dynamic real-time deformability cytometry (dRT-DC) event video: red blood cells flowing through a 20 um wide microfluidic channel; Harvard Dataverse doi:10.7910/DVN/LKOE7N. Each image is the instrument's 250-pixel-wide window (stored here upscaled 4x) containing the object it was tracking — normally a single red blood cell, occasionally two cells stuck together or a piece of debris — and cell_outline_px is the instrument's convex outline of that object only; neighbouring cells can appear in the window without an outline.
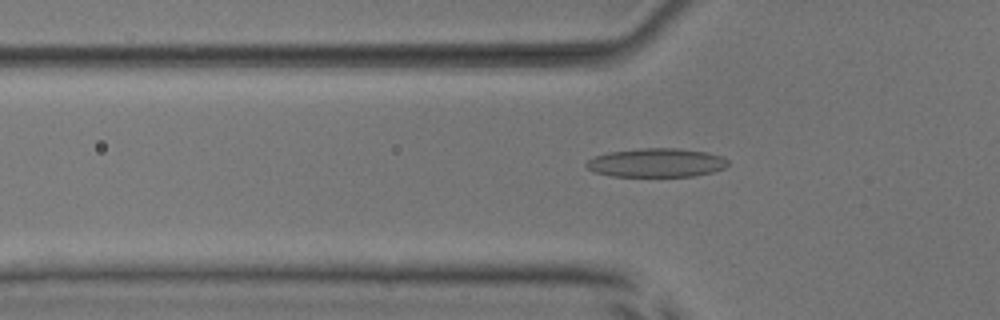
{"species": "common noctule bat (a hibernating species)", "species_latin": "Nyctalus noctula", "temperature_condition": "room temperature", "stored_images_in_passage": 33, "camera_frame_rate_fps": 3000, "um_per_image_px": 0.085, "animal": {"sex": "male", "body_mass_g": 17.9, "forearm_length_mm": 54.2}, "frame": {"image": 1, "passage_image": 5, "time_ms": 1.333, "image_size_px": [1000, 320], "cell_outline_px": [[728, 164], [724, 168], [712, 172], [696, 176], [612, 176], [596, 172], [588, 168], [584, 164], [588, 160], [596, 156], [608, 152], [640, 148], [676, 148], [708, 152], [720, 156], [728, 160]], "centroid_in_image_um": [55.81, 13.83], "position_along_channel_um": 70.0, "area_um2": 23.7}}
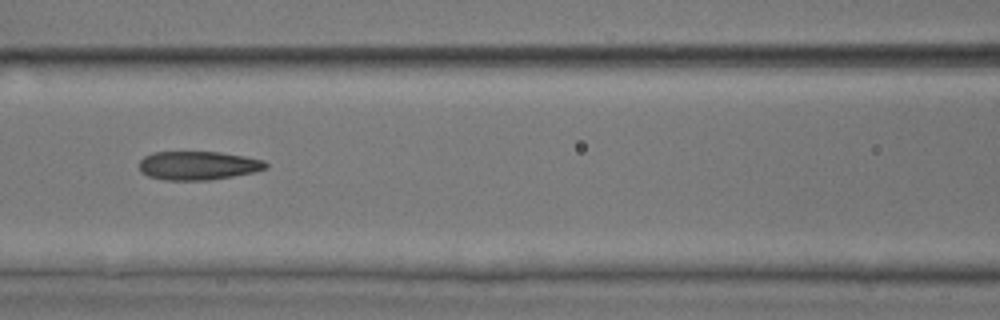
{"frame": {"image": 2, "passage_image": 11, "time_ms": 3.333, "image_size_px": [1000, 320], "cell_outline_px": [[268, 168], [256, 172], [208, 180], [164, 180], [148, 176], [140, 172], [140, 160], [144, 156], [152, 152], [220, 152], [244, 156], [264, 160], [268, 164]], "centroid_in_image_um": [16.85, 14.07], "position_along_channel_um": 149.8, "area_um2": 21.27}}
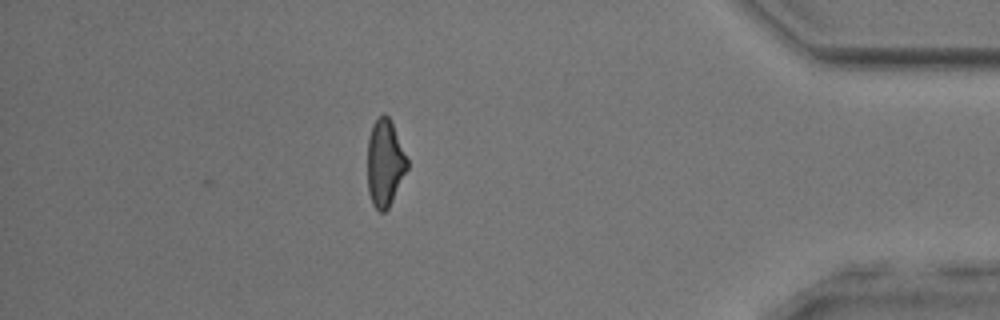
{"frame": {"image": 3, "passage_image": 33, "time_ms": 10.667, "image_size_px": [1000, 320], "cell_outline_px": [[408, 168], [388, 208], [384, 212], [380, 212], [372, 204], [368, 192], [368, 136], [372, 124], [384, 112], [388, 116], [392, 124], [408, 160]], "centroid_in_image_um": [32.7, 13.86], "position_along_channel_um": 402.5, "area_um2": 19.94}, "authors_computed_cell_mechanics": {"area_um2": 21.2704, "velocity_mm_per_s": 3.9919, "shape_relaxation_time_tau1_ms": null, "shape_relaxation_time_tau2_ms": 2.352, "deformation_change_tau1": null, "deformation_change_tau2": 0.1059}}